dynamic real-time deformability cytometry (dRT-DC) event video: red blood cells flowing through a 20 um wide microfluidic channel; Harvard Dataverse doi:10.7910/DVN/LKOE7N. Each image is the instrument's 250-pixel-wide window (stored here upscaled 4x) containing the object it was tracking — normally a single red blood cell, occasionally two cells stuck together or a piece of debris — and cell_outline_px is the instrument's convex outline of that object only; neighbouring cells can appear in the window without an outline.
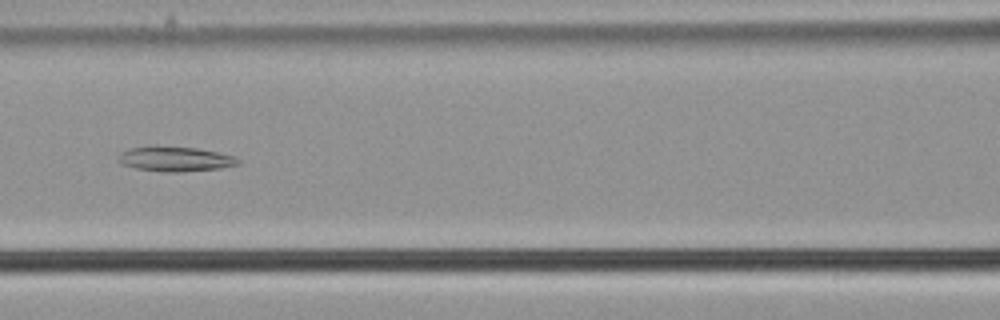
{"species": "common noctule bat (a hibernating species)", "species_latin": "Nyctalus noctula", "temperature_condition": "cold", "stored_images_in_passage": 56, "camera_frame_rate_fps": 3000, "um_per_image_px": 0.085, "animal": {"sex": "male", "body_mass_g": 21.5, "forearm_length_mm": 52.0}, "frame": {"image": 1, "passage_image": 26, "time_ms": 8.333, "image_size_px": [1000, 320], "cell_outline_px": [[240, 164], [220, 168], [180, 172], [168, 172], [136, 168], [120, 164], [116, 160], [120, 152], [132, 148], [148, 144], [156, 144], [196, 148], [216, 152], [232, 156], [240, 160]], "centroid_in_image_um": [14.81, 13.48], "position_along_channel_um": 151.8, "area_um2": 17.69}}
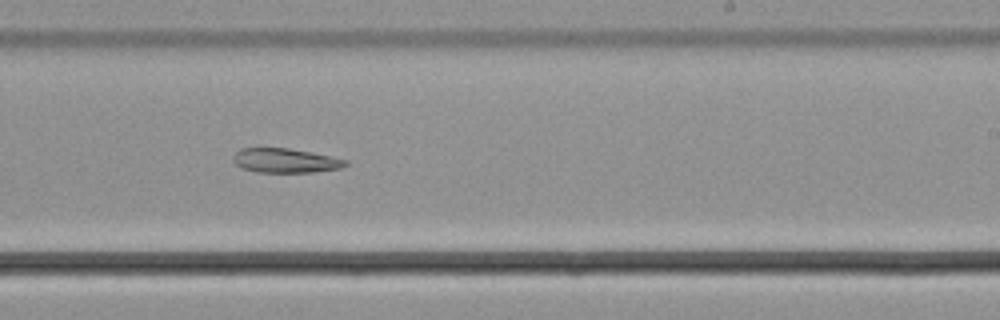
{"frame": {"image": 2, "passage_image": 35, "time_ms": 11.333, "image_size_px": [1000, 320], "cell_outline_px": [[348, 164], [340, 168], [312, 172], [256, 172], [240, 168], [232, 160], [236, 152], [240, 148], [288, 148], [312, 152], [348, 160]], "centroid_in_image_um": [24.23, 13.65], "position_along_channel_um": 264.8, "area_um2": 15.95}}
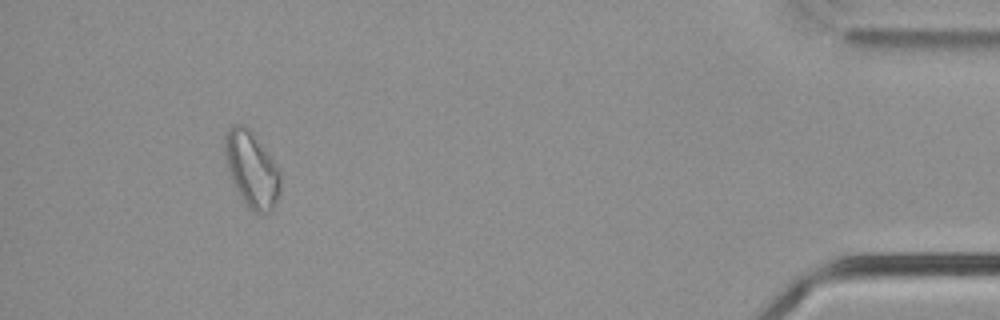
{"frame": {"image": 3, "passage_image": 52, "time_ms": 17.0, "image_size_px": [1000, 320], "cell_outline_px": [[280, 192], [272, 212], [264, 216], [260, 216], [248, 208], [236, 188], [228, 172], [224, 160], [224, 132], [232, 124], [244, 124], [252, 132], [280, 168]], "centroid_in_image_um": [21.39, 14.41], "position_along_channel_um": 413.8, "area_um2": 25.14}}